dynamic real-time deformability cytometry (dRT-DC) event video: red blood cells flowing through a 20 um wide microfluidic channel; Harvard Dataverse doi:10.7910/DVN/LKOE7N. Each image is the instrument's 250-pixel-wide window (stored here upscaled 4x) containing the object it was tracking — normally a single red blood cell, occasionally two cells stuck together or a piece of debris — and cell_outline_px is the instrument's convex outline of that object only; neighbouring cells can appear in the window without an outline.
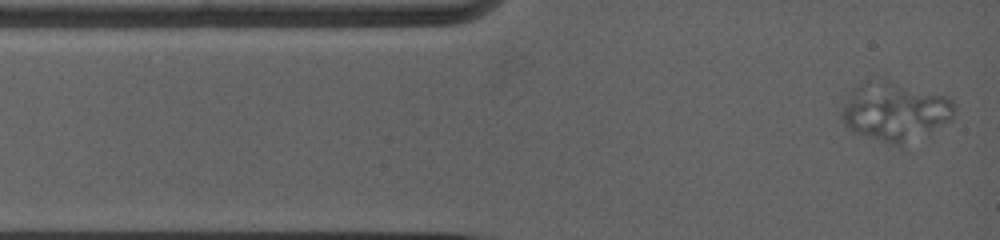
{"species": "common noctule bat (a hibernating species)", "species_latin": "Nyctalus noctula", "temperature_condition": "warm", "stored_images_in_passage": 5, "segment_of_instrument_passage": [2, 2], "camera_frame_rate_fps": 5000, "um_per_image_px": 0.085, "animal": {"sex": "female", "body_mass_g": 19.0, "forearm_length_mm": 53.3}, "frame": {"image": 1, "passage_image": 2, "time_ms": 0.6, "image_size_px": [1000, 240], "cell_outline_px": [[952, 112], [928, 136], [900, 148], [856, 132], [836, 112], [860, 88], [940, 96], [952, 100]], "centroid_in_image_um": [76.06, 9.79], "position_along_channel_um": 8.9, "area_um2": 33.35}}